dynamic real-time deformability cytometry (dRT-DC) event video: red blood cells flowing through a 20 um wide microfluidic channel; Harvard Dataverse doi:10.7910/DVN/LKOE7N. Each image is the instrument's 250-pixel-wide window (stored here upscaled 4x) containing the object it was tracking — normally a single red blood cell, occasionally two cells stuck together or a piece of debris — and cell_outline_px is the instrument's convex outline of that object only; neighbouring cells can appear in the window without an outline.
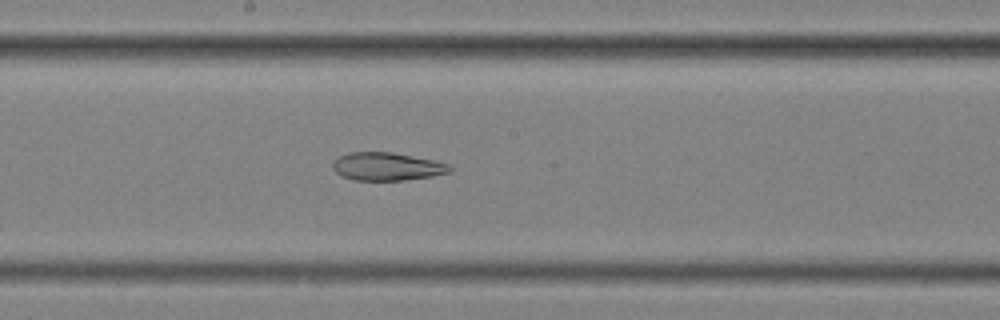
{"species": "common noctule bat (a hibernating species)", "species_latin": "Nyctalus noctula", "temperature_condition": "cold", "stored_images_in_passage": 56, "camera_frame_rate_fps": 3000, "um_per_image_px": 0.085, "animal": {"sex": "female", "body_mass_g": 25.1}, "frame": {"image": 1, "passage_image": 30, "time_ms": 9.667, "image_size_px": [1000, 320], "cell_outline_px": [[452, 172], [432, 176], [404, 180], [352, 180], [340, 176], [332, 168], [332, 164], [340, 156], [348, 152], [392, 152], [432, 160], [448, 164], [452, 168]], "centroid_in_image_um": [32.87, 14.16], "position_along_channel_um": 215.3, "area_um2": 19.07}}
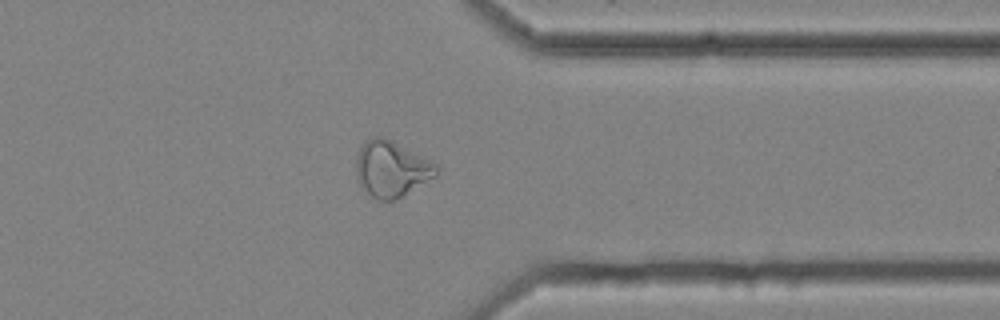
{"frame": {"image": 2, "passage_image": 44, "time_ms": 14.333, "image_size_px": [1000, 320], "cell_outline_px": [[440, 172], [436, 176], [400, 196], [392, 200], [380, 200], [372, 196], [360, 184], [356, 176], [356, 156], [360, 148], [372, 136], [384, 136], [392, 140], [436, 164], [440, 168]], "centroid_in_image_um": [33.27, 14.33], "position_along_channel_um": 378.1, "area_um2": 25.72}, "authors_computed_cell_mechanics": {"area_um2": 27.9463, "velocity_mm_per_s": 3.5636, "shape_relaxation_time_tau1_ms": null, "shape_relaxation_time_tau2_ms": 3.6268, "deformation_change_tau1": null, "deformation_change_tau2": 0.1196}}